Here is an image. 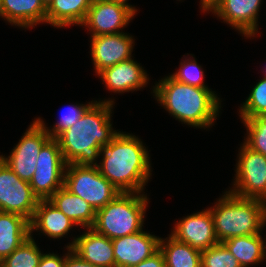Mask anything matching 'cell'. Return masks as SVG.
Here are the masks:
<instances>
[{"label": "cell", "instance_id": "4316f807", "mask_svg": "<svg viewBox=\"0 0 266 267\" xmlns=\"http://www.w3.org/2000/svg\"><path fill=\"white\" fill-rule=\"evenodd\" d=\"M240 109L242 119L266 115V78L256 84Z\"/></svg>", "mask_w": 266, "mask_h": 267}, {"label": "cell", "instance_id": "d4e9b609", "mask_svg": "<svg viewBox=\"0 0 266 267\" xmlns=\"http://www.w3.org/2000/svg\"><path fill=\"white\" fill-rule=\"evenodd\" d=\"M42 256L32 235L0 262V267H37Z\"/></svg>", "mask_w": 266, "mask_h": 267}, {"label": "cell", "instance_id": "2e32d148", "mask_svg": "<svg viewBox=\"0 0 266 267\" xmlns=\"http://www.w3.org/2000/svg\"><path fill=\"white\" fill-rule=\"evenodd\" d=\"M73 239L69 248L82 260L99 267H115L112 240L97 233L93 228Z\"/></svg>", "mask_w": 266, "mask_h": 267}, {"label": "cell", "instance_id": "5bb4252c", "mask_svg": "<svg viewBox=\"0 0 266 267\" xmlns=\"http://www.w3.org/2000/svg\"><path fill=\"white\" fill-rule=\"evenodd\" d=\"M260 4L261 0H217L208 11L215 13L246 37H252L258 32Z\"/></svg>", "mask_w": 266, "mask_h": 267}, {"label": "cell", "instance_id": "8d00e7d4", "mask_svg": "<svg viewBox=\"0 0 266 267\" xmlns=\"http://www.w3.org/2000/svg\"><path fill=\"white\" fill-rule=\"evenodd\" d=\"M263 244H264L263 249H264V258H265L266 257V245H265L266 243L264 242Z\"/></svg>", "mask_w": 266, "mask_h": 267}, {"label": "cell", "instance_id": "cb8c5ba5", "mask_svg": "<svg viewBox=\"0 0 266 267\" xmlns=\"http://www.w3.org/2000/svg\"><path fill=\"white\" fill-rule=\"evenodd\" d=\"M165 240L160 238L159 250L164 255L166 267H201V251L171 235Z\"/></svg>", "mask_w": 266, "mask_h": 267}, {"label": "cell", "instance_id": "d6986e66", "mask_svg": "<svg viewBox=\"0 0 266 267\" xmlns=\"http://www.w3.org/2000/svg\"><path fill=\"white\" fill-rule=\"evenodd\" d=\"M0 16L23 28L34 27L46 22V7L41 0H1Z\"/></svg>", "mask_w": 266, "mask_h": 267}, {"label": "cell", "instance_id": "7a4b0ae2", "mask_svg": "<svg viewBox=\"0 0 266 267\" xmlns=\"http://www.w3.org/2000/svg\"><path fill=\"white\" fill-rule=\"evenodd\" d=\"M103 153V154H102ZM99 172L120 192L142 193L151 175L148 151L135 135L118 132L100 151Z\"/></svg>", "mask_w": 266, "mask_h": 267}, {"label": "cell", "instance_id": "277c9868", "mask_svg": "<svg viewBox=\"0 0 266 267\" xmlns=\"http://www.w3.org/2000/svg\"><path fill=\"white\" fill-rule=\"evenodd\" d=\"M226 192L209 209L219 243L232 237L259 234L266 224V201Z\"/></svg>", "mask_w": 266, "mask_h": 267}, {"label": "cell", "instance_id": "7402d4cb", "mask_svg": "<svg viewBox=\"0 0 266 267\" xmlns=\"http://www.w3.org/2000/svg\"><path fill=\"white\" fill-rule=\"evenodd\" d=\"M93 0H53L46 8V23L55 27L81 25Z\"/></svg>", "mask_w": 266, "mask_h": 267}, {"label": "cell", "instance_id": "8fae6325", "mask_svg": "<svg viewBox=\"0 0 266 267\" xmlns=\"http://www.w3.org/2000/svg\"><path fill=\"white\" fill-rule=\"evenodd\" d=\"M134 15L124 5L107 0H93L81 25L89 27L91 36L117 34L121 33V28H124Z\"/></svg>", "mask_w": 266, "mask_h": 267}, {"label": "cell", "instance_id": "484cf974", "mask_svg": "<svg viewBox=\"0 0 266 267\" xmlns=\"http://www.w3.org/2000/svg\"><path fill=\"white\" fill-rule=\"evenodd\" d=\"M248 137L244 144L251 150L266 156V115L242 119Z\"/></svg>", "mask_w": 266, "mask_h": 267}, {"label": "cell", "instance_id": "f546056e", "mask_svg": "<svg viewBox=\"0 0 266 267\" xmlns=\"http://www.w3.org/2000/svg\"><path fill=\"white\" fill-rule=\"evenodd\" d=\"M93 102H89L87 105H72L71 107L66 110L56 125L53 126V129H47L45 123L40 119H36L50 134L52 138H56L62 131L65 129L72 127L83 115L86 109L92 104Z\"/></svg>", "mask_w": 266, "mask_h": 267}, {"label": "cell", "instance_id": "603a6c76", "mask_svg": "<svg viewBox=\"0 0 266 267\" xmlns=\"http://www.w3.org/2000/svg\"><path fill=\"white\" fill-rule=\"evenodd\" d=\"M263 243L260 233L232 237L222 242L242 267L262 262L265 259Z\"/></svg>", "mask_w": 266, "mask_h": 267}, {"label": "cell", "instance_id": "836d02e7", "mask_svg": "<svg viewBox=\"0 0 266 267\" xmlns=\"http://www.w3.org/2000/svg\"><path fill=\"white\" fill-rule=\"evenodd\" d=\"M217 0H201V7L203 12L208 11V9L216 2Z\"/></svg>", "mask_w": 266, "mask_h": 267}, {"label": "cell", "instance_id": "ba28073f", "mask_svg": "<svg viewBox=\"0 0 266 267\" xmlns=\"http://www.w3.org/2000/svg\"><path fill=\"white\" fill-rule=\"evenodd\" d=\"M234 189L229 192L241 198H257L266 201V156L240 147Z\"/></svg>", "mask_w": 266, "mask_h": 267}, {"label": "cell", "instance_id": "1f68e13d", "mask_svg": "<svg viewBox=\"0 0 266 267\" xmlns=\"http://www.w3.org/2000/svg\"><path fill=\"white\" fill-rule=\"evenodd\" d=\"M132 267H166L163 253L158 250L151 257Z\"/></svg>", "mask_w": 266, "mask_h": 267}, {"label": "cell", "instance_id": "ac0fdd59", "mask_svg": "<svg viewBox=\"0 0 266 267\" xmlns=\"http://www.w3.org/2000/svg\"><path fill=\"white\" fill-rule=\"evenodd\" d=\"M76 223L57 209L49 200H39L30 221V233L39 230L50 238H61Z\"/></svg>", "mask_w": 266, "mask_h": 267}, {"label": "cell", "instance_id": "e575fe53", "mask_svg": "<svg viewBox=\"0 0 266 267\" xmlns=\"http://www.w3.org/2000/svg\"><path fill=\"white\" fill-rule=\"evenodd\" d=\"M107 1H111V2H114V3H118V4H121V5H124L126 7H128L134 14L137 12V10L132 7L131 5H129L127 2V0H107Z\"/></svg>", "mask_w": 266, "mask_h": 267}, {"label": "cell", "instance_id": "8992f818", "mask_svg": "<svg viewBox=\"0 0 266 267\" xmlns=\"http://www.w3.org/2000/svg\"><path fill=\"white\" fill-rule=\"evenodd\" d=\"M63 186L88 202L95 211L111 202L120 191L110 183L96 165H66Z\"/></svg>", "mask_w": 266, "mask_h": 267}, {"label": "cell", "instance_id": "4dcf8cb0", "mask_svg": "<svg viewBox=\"0 0 266 267\" xmlns=\"http://www.w3.org/2000/svg\"><path fill=\"white\" fill-rule=\"evenodd\" d=\"M69 254V252L65 255L64 258L59 257L56 254H42L39 264L37 267H64L66 256Z\"/></svg>", "mask_w": 266, "mask_h": 267}, {"label": "cell", "instance_id": "83f0119b", "mask_svg": "<svg viewBox=\"0 0 266 267\" xmlns=\"http://www.w3.org/2000/svg\"><path fill=\"white\" fill-rule=\"evenodd\" d=\"M201 267H242L236 257L218 243L201 252Z\"/></svg>", "mask_w": 266, "mask_h": 267}, {"label": "cell", "instance_id": "30bf717a", "mask_svg": "<svg viewBox=\"0 0 266 267\" xmlns=\"http://www.w3.org/2000/svg\"><path fill=\"white\" fill-rule=\"evenodd\" d=\"M51 138L46 129L34 120L7 158L1 159L21 179L30 182L36 170V161L42 146Z\"/></svg>", "mask_w": 266, "mask_h": 267}, {"label": "cell", "instance_id": "44dd1931", "mask_svg": "<svg viewBox=\"0 0 266 267\" xmlns=\"http://www.w3.org/2000/svg\"><path fill=\"white\" fill-rule=\"evenodd\" d=\"M76 225L92 228L96 218L94 208L81 197L69 192L64 186L48 199Z\"/></svg>", "mask_w": 266, "mask_h": 267}, {"label": "cell", "instance_id": "6da1fadb", "mask_svg": "<svg viewBox=\"0 0 266 267\" xmlns=\"http://www.w3.org/2000/svg\"><path fill=\"white\" fill-rule=\"evenodd\" d=\"M112 100L92 103L81 118L72 126L62 131L58 140L62 156L67 164L97 165L103 146H106L118 133L112 130Z\"/></svg>", "mask_w": 266, "mask_h": 267}, {"label": "cell", "instance_id": "d6a6232c", "mask_svg": "<svg viewBox=\"0 0 266 267\" xmlns=\"http://www.w3.org/2000/svg\"><path fill=\"white\" fill-rule=\"evenodd\" d=\"M66 248L70 253L66 256L64 267H99L82 260L75 252L72 251V248H69L68 246Z\"/></svg>", "mask_w": 266, "mask_h": 267}, {"label": "cell", "instance_id": "3957f363", "mask_svg": "<svg viewBox=\"0 0 266 267\" xmlns=\"http://www.w3.org/2000/svg\"><path fill=\"white\" fill-rule=\"evenodd\" d=\"M153 93L176 119L198 128L212 126L221 107L210 89L187 85L170 76L156 84Z\"/></svg>", "mask_w": 266, "mask_h": 267}, {"label": "cell", "instance_id": "d590c367", "mask_svg": "<svg viewBox=\"0 0 266 267\" xmlns=\"http://www.w3.org/2000/svg\"><path fill=\"white\" fill-rule=\"evenodd\" d=\"M53 0H41V2L44 4V6L47 8L49 6V4L52 2Z\"/></svg>", "mask_w": 266, "mask_h": 267}, {"label": "cell", "instance_id": "f1b7e54d", "mask_svg": "<svg viewBox=\"0 0 266 267\" xmlns=\"http://www.w3.org/2000/svg\"><path fill=\"white\" fill-rule=\"evenodd\" d=\"M181 67L178 72L170 75L171 78L179 82L185 83L198 88H208L203 82V71L201 66L193 59L189 58L181 62Z\"/></svg>", "mask_w": 266, "mask_h": 267}, {"label": "cell", "instance_id": "9c48e42d", "mask_svg": "<svg viewBox=\"0 0 266 267\" xmlns=\"http://www.w3.org/2000/svg\"><path fill=\"white\" fill-rule=\"evenodd\" d=\"M38 202L29 182L21 180L0 157V211L31 221Z\"/></svg>", "mask_w": 266, "mask_h": 267}, {"label": "cell", "instance_id": "52a82bcc", "mask_svg": "<svg viewBox=\"0 0 266 267\" xmlns=\"http://www.w3.org/2000/svg\"><path fill=\"white\" fill-rule=\"evenodd\" d=\"M66 165L58 140L51 137L39 152L36 170L29 182L39 200H48L63 187Z\"/></svg>", "mask_w": 266, "mask_h": 267}, {"label": "cell", "instance_id": "e0dca14e", "mask_svg": "<svg viewBox=\"0 0 266 267\" xmlns=\"http://www.w3.org/2000/svg\"><path fill=\"white\" fill-rule=\"evenodd\" d=\"M98 75L101 76L108 90L115 93L135 91L148 83L145 70L132 58L105 68Z\"/></svg>", "mask_w": 266, "mask_h": 267}, {"label": "cell", "instance_id": "7c38bea8", "mask_svg": "<svg viewBox=\"0 0 266 267\" xmlns=\"http://www.w3.org/2000/svg\"><path fill=\"white\" fill-rule=\"evenodd\" d=\"M171 236L201 252L219 243L209 208L182 218Z\"/></svg>", "mask_w": 266, "mask_h": 267}, {"label": "cell", "instance_id": "5b68a950", "mask_svg": "<svg viewBox=\"0 0 266 267\" xmlns=\"http://www.w3.org/2000/svg\"><path fill=\"white\" fill-rule=\"evenodd\" d=\"M147 196L137 192H120L111 202L96 211L92 228L113 240L142 230Z\"/></svg>", "mask_w": 266, "mask_h": 267}, {"label": "cell", "instance_id": "4fadbf2b", "mask_svg": "<svg viewBox=\"0 0 266 267\" xmlns=\"http://www.w3.org/2000/svg\"><path fill=\"white\" fill-rule=\"evenodd\" d=\"M133 43L132 36L123 32L91 36V58L96 73L132 58Z\"/></svg>", "mask_w": 266, "mask_h": 267}, {"label": "cell", "instance_id": "9a60e30c", "mask_svg": "<svg viewBox=\"0 0 266 267\" xmlns=\"http://www.w3.org/2000/svg\"><path fill=\"white\" fill-rule=\"evenodd\" d=\"M160 238L140 230L112 240L115 267H132L159 250Z\"/></svg>", "mask_w": 266, "mask_h": 267}, {"label": "cell", "instance_id": "ffe728a7", "mask_svg": "<svg viewBox=\"0 0 266 267\" xmlns=\"http://www.w3.org/2000/svg\"><path fill=\"white\" fill-rule=\"evenodd\" d=\"M30 221L25 217L0 211V262L30 237Z\"/></svg>", "mask_w": 266, "mask_h": 267}]
</instances>
